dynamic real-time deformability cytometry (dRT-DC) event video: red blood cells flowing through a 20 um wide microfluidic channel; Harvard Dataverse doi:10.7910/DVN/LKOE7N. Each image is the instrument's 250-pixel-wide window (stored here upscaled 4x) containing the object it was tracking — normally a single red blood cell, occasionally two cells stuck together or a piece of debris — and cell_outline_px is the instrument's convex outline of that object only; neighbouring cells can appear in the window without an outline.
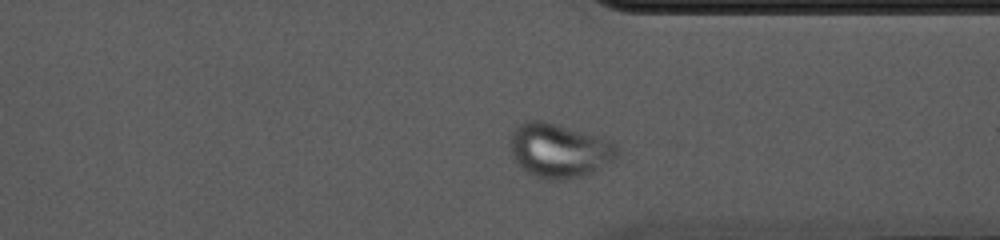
{"species": "common noctule bat (a hibernating species)", "species_latin": "Nyctalus noctula", "temperature_condition": "cold", "stored_images_in_passage": 41, "camera_frame_rate_fps": 3000, "um_per_image_px": 0.085, "animal": {"sex": "female", "body_mass_g": 10.0, "forearm_length_mm": 53.1}, "frame": {"image": 1, "passage_image": 35, "time_ms": 11.333, "image_size_px": [1000, 240], "cell_outline_px": [[620, 152], [616, 164], [580, 176], [564, 180], [548, 180], [532, 176], [516, 164], [508, 152], [508, 140], [512, 132], [520, 124], [528, 120], [544, 120], [600, 136], [612, 140], [616, 144]], "centroid_in_image_um": [47.56, 12.8], "position_along_channel_um": 363.8, "area_um2": 35.14}}